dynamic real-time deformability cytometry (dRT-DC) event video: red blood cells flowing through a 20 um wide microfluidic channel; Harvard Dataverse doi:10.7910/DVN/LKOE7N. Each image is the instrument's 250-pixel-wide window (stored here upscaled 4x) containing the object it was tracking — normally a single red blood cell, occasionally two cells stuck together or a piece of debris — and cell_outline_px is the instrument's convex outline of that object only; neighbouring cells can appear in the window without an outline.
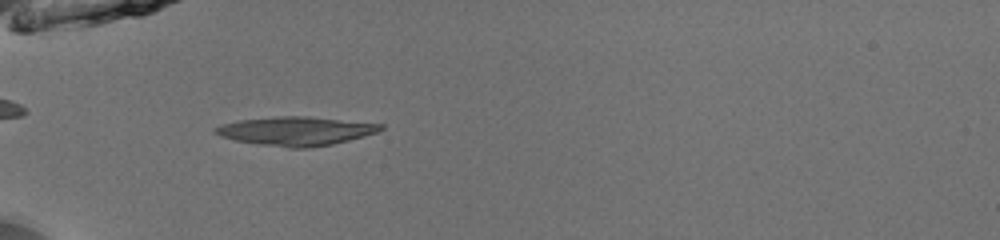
{"species": "common noctule bat (a hibernating species)", "species_latin": "Nyctalus noctula", "temperature_condition": "room temperature", "stored_images_in_passage": 35, "camera_frame_rate_fps": 3000, "um_per_image_px": 0.085, "animal": {"sex": "male", "body_mass_g": 13.0, "forearm_length_mm": 53.1}, "frame": {"image": 1, "passage_image": 1, "time_ms": 0.0, "image_size_px": [1000, 240], "cell_outline_px": [[384, 128], [376, 132], [364, 136], [332, 144], [308, 148], [288, 148], [260, 144], [236, 140], [220, 136], [212, 132], [212, 128], [220, 124], [240, 120], [276, 116], [308, 116], [384, 124]], "centroid_in_image_um": [25.12, 11.13], "position_along_channel_um": 59.9, "area_um2": 27.74}}
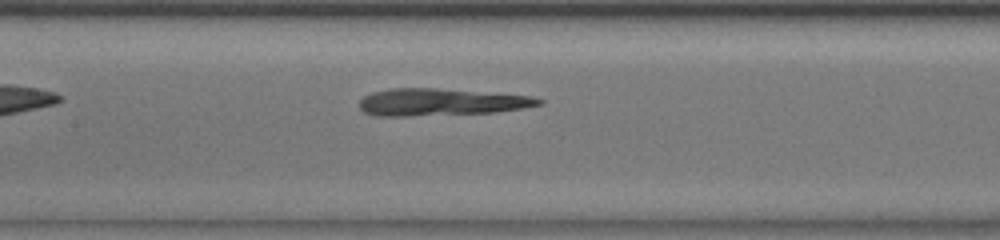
{"frame": {"image": 2, "passage_image": 10, "time_ms": 3.0, "image_size_px": [1000, 240], "cell_outline_px": [[544, 104], [524, 108], [496, 112], [404, 116], [376, 116], [364, 112], [360, 108], [360, 100], [364, 96], [372, 92], [388, 88], [436, 88], [532, 96], [544, 100]], "centroid_in_image_um": [37.48, 8.67], "position_along_channel_um": 169.9, "area_um2": 28.38}}
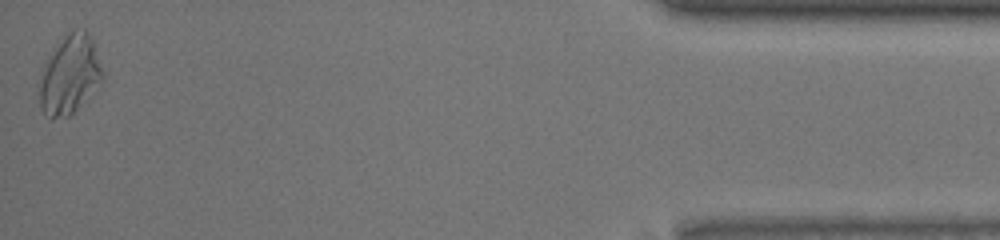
{"frame": {"image": 3, "passage_image": 35, "time_ms": 11.333, "image_size_px": [1000, 240], "cell_outline_px": [[104, 80], [68, 116], [44, 116], [40, 108], [40, 88], [44, 64], [48, 56], [64, 36], [72, 32], [84, 28], [92, 36], [104, 72]], "centroid_in_image_um": [5.96, 6.32], "position_along_channel_um": 429.2, "area_um2": 28.5}, "authors_computed_cell_mechanics": {"area_um2": 27.2816, "velocity_mm_per_s": 3.9484, "shape_relaxation_time_tau1_ms": null, "shape_relaxation_time_tau2_ms": 3.2186, "deformation_change_tau1": null, "deformation_change_tau2": 0.0923}}